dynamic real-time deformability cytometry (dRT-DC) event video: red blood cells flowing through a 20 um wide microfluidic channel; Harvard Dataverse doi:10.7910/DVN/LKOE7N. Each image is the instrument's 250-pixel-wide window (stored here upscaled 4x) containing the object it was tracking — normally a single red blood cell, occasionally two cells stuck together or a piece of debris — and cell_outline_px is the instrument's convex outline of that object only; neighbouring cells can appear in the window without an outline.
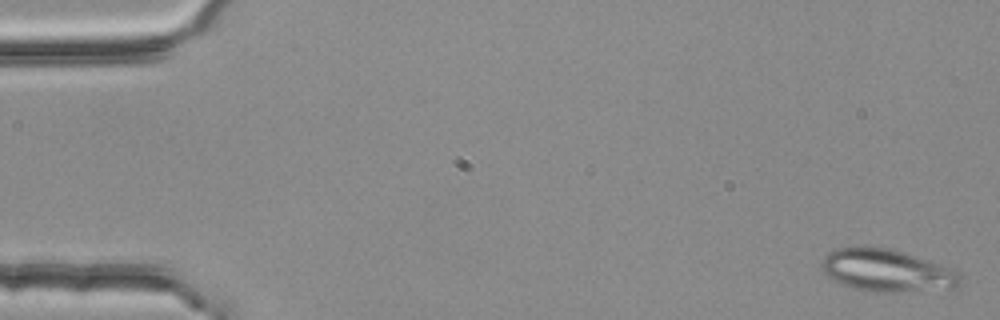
{"species": "common noctule bat (a hibernating species)", "species_latin": "Nyctalus noctula", "temperature_condition": "room temperature", "stored_images_in_passage": 5, "camera_frame_rate_fps": 3000, "um_per_image_px": 0.085, "animal": {"sex": "female", "body_mass_g": 25.1}, "frame": {"image": 1, "passage_image": 1, "time_ms": 0.0, "image_size_px": [1000, 320], "cell_outline_px": [[960, 284], [956, 288], [892, 292], [872, 292], [840, 284], [832, 280], [820, 268], [820, 260], [828, 252], [836, 248], [860, 244], [868, 244], [892, 248], [940, 264], [956, 272], [960, 276]], "centroid_in_image_um": [75.28, 22.95], "position_along_channel_um": 9.7, "area_um2": 34.85}}